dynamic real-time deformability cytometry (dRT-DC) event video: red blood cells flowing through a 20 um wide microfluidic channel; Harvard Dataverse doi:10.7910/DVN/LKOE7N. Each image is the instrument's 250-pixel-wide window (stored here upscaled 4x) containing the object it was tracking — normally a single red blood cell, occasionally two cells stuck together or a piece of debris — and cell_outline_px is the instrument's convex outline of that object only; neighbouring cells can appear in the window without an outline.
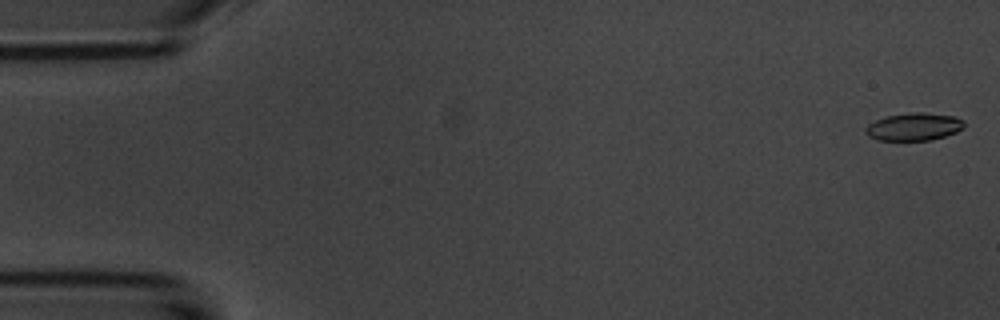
{"species": "common noctule bat (a hibernating species)", "species_latin": "Nyctalus noctula", "temperature_condition": "room temperature", "stored_images_in_passage": 54, "camera_frame_rate_fps": 3000, "um_per_image_px": 0.085, "animal": {"sex": "male", "body_mass_g": 20.1, "forearm_length_mm": 53.5}, "frame": {"image": 1, "passage_image": 1, "time_ms": 0.0, "image_size_px": [1000, 320], "cell_outline_px": [[964, 128], [956, 132], [932, 140], [876, 140], [868, 136], [864, 132], [864, 128], [868, 124], [876, 120], [888, 116], [912, 112], [920, 112], [956, 116], [964, 120]], "centroid_in_image_um": [77.68, 10.77], "position_along_channel_um": 7.3, "area_um2": 15.95}}
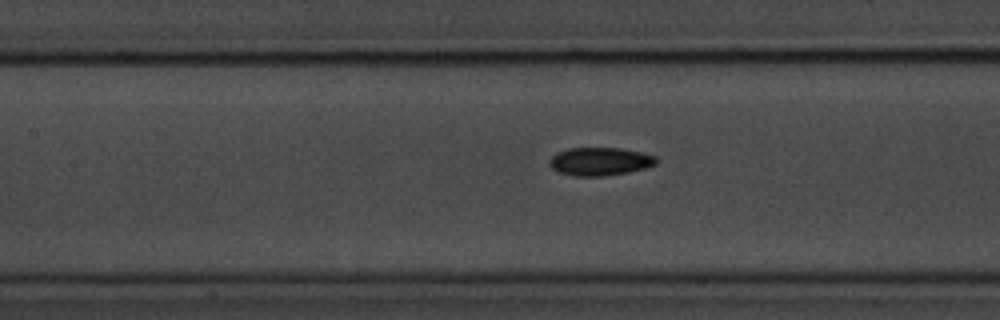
{"frame": {"image": 2, "passage_image": 24, "time_ms": 7.667, "image_size_px": [1000, 320], "cell_outline_px": [[656, 164], [644, 168], [628, 172], [600, 176], [576, 176], [560, 172], [552, 168], [548, 164], [548, 160], [556, 152], [568, 148], [620, 148], [640, 152], [656, 156]], "centroid_in_image_um": [50.95, 13.71], "position_along_channel_um": 156.4, "area_um2": 17.4}}
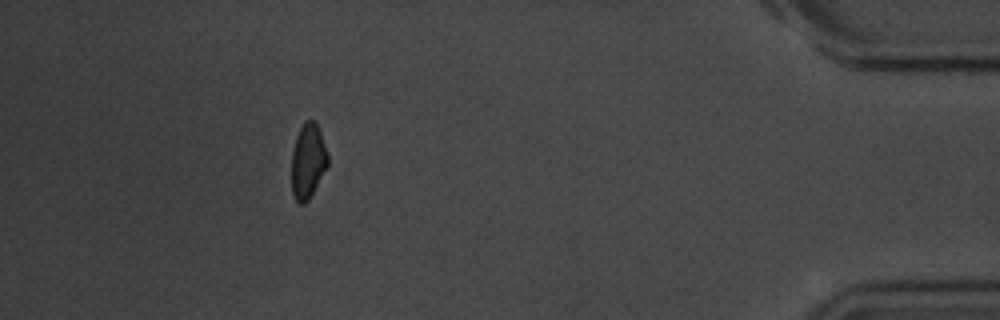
{"frame": {"image": 3, "passage_image": 49, "time_ms": 16.0, "image_size_px": [1000, 320], "cell_outline_px": [[328, 164], [308, 200], [304, 204], [300, 204], [296, 200], [292, 192], [292, 152], [296, 136], [304, 120], [316, 120], [328, 156]], "centroid_in_image_um": [26.16, 13.66], "position_along_channel_um": 409.0, "area_um2": 15.61}, "authors_computed_cell_mechanics": {"area_um2": 16.7331, "velocity_mm_per_s": 3.705, "shape_relaxation_time_tau1_ms": 3.0357, "shape_relaxation_time_tau2_ms": 6.9914, "deformation_change_tau1": 0.1013, "deformation_change_tau2": 0.1095}}